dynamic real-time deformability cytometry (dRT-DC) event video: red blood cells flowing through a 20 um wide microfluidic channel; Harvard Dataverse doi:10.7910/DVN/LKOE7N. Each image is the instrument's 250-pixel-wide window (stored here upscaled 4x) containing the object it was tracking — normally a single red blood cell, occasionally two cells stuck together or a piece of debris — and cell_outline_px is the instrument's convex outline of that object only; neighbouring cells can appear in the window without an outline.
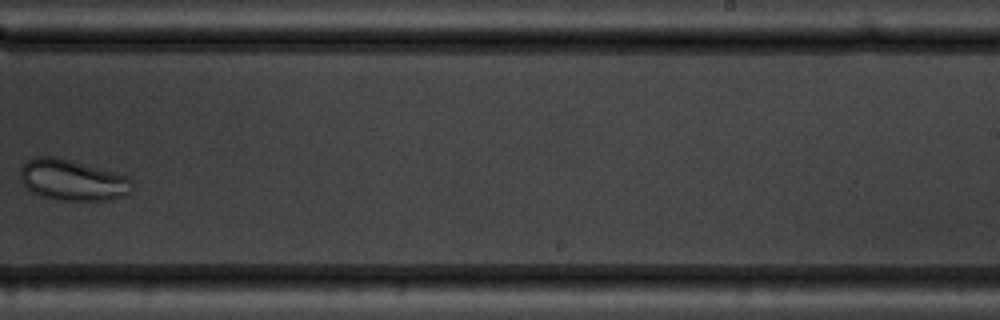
{"species": "common noctule bat (a hibernating species)", "species_latin": "Nyctalus noctula", "temperature_condition": "warm", "stored_images_in_passage": 7, "camera_frame_rate_fps": 3000, "um_per_image_px": 0.085, "animal": {"sex": "male", "body_mass_g": 19.5, "forearm_length_mm": 54.6}, "frame": {"image": 1, "passage_image": 6, "time_ms": 5.667, "image_size_px": [1000, 320], "cell_outline_px": [[132, 192], [124, 196], [108, 200], [56, 200], [32, 192], [20, 180], [20, 168], [28, 160], [36, 156], [52, 156], [68, 160], [128, 176], [132, 180]], "centroid_in_image_um": [6.16, 15.32], "position_along_channel_um": 282.8, "area_um2": 26.47}}